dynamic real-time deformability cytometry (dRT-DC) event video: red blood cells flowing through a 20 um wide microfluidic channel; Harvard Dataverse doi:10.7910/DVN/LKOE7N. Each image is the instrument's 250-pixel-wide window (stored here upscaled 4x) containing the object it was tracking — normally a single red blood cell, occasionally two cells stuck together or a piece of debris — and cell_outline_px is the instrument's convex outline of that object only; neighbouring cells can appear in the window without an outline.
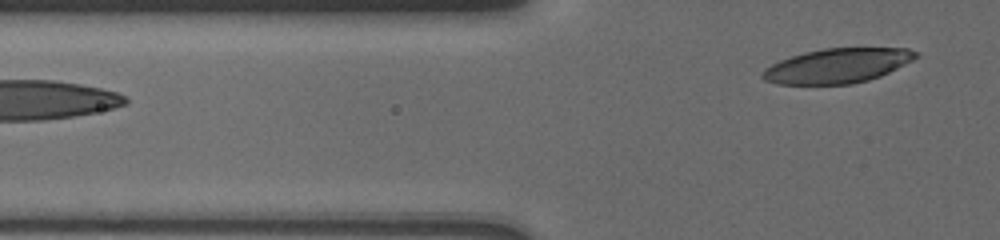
{"species": "human", "species_latin": "Homo sapiens", "temperature_condition": "cold", "stored_images_in_passage": 10, "segment_of_instrument_passage": [2, 2], "camera_frame_rate_fps": 3000, "um_per_image_px": 0.085, "donor": {"sex": "male"}, "frame": {"image": 1, "passage_image": 10, "time_ms": 5.667, "image_size_px": [1000, 240], "cell_outline_px": [[920, 56], [880, 76], [868, 80], [852, 84], [776, 84], [764, 80], [760, 76], [760, 72], [764, 68], [780, 60], [804, 52], [824, 48], [908, 48], [920, 52]], "centroid_in_image_um": [71.16, 5.58], "position_along_channel_um": 54.6, "area_um2": 30.98}}